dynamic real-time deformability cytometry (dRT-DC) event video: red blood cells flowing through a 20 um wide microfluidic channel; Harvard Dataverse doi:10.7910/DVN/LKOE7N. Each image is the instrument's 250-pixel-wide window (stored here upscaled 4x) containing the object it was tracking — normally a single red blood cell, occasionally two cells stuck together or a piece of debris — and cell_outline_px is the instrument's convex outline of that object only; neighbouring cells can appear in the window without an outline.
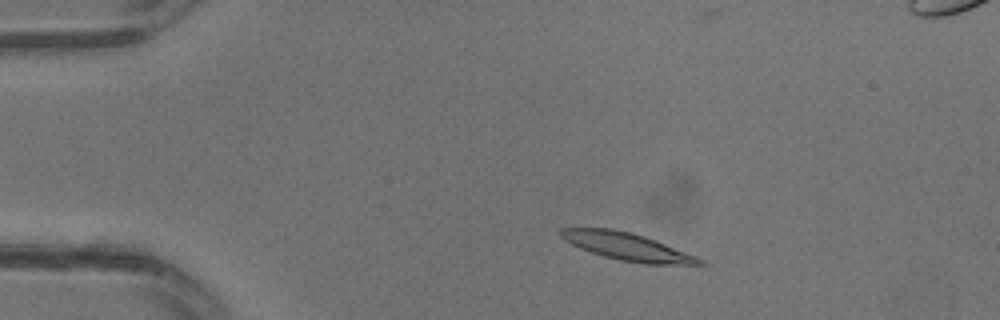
{"species": "common noctule bat (a hibernating species)", "species_latin": "Nyctalus noctula", "temperature_condition": "warm", "stored_images_in_passage": 30, "camera_frame_rate_fps": 3000, "um_per_image_px": 0.085, "animal": {"sex": "male", "body_mass_g": 13.3}, "frame": {"image": 1, "passage_image": 4, "time_ms": 1.0, "image_size_px": [1000, 320], "cell_outline_px": [[708, 264], [644, 264], [620, 260], [604, 256], [580, 248], [564, 240], [560, 236], [560, 228], [612, 228], [632, 232], [644, 236], [696, 256], [704, 260]], "centroid_in_image_um": [53.29, 20.95], "position_along_channel_um": 31.7, "area_um2": 22.02}}
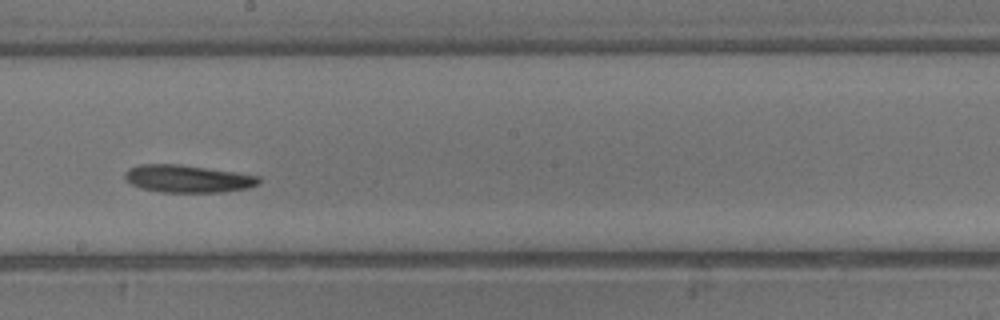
{"frame": {"image": 2, "passage_image": 16, "time_ms": 5.0, "image_size_px": [1000, 320], "cell_outline_px": [[260, 184], [248, 188], [224, 192], [160, 192], [140, 188], [124, 180], [124, 172], [128, 168], [140, 164], [180, 164], [236, 172], [260, 176]], "centroid_in_image_um": [15.94, 15.19], "position_along_channel_um": 232.3, "area_um2": 21.73}}
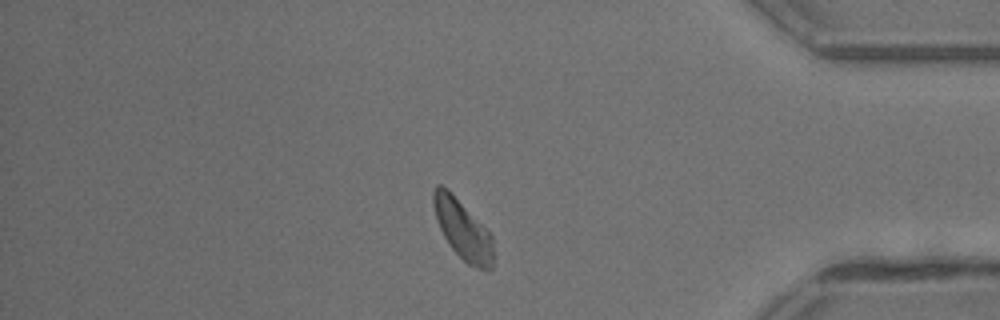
{"frame": {"image": 3, "passage_image": 25, "time_ms": 8.0, "image_size_px": [1000, 320], "cell_outline_px": [[492, 268], [476, 268], [468, 264], [448, 244], [436, 220], [432, 204], [432, 192], [436, 184], [440, 184], [448, 188], [492, 236]], "centroid_in_image_um": [39.27, 19.46], "position_along_channel_um": 395.9, "area_um2": 20.4}}